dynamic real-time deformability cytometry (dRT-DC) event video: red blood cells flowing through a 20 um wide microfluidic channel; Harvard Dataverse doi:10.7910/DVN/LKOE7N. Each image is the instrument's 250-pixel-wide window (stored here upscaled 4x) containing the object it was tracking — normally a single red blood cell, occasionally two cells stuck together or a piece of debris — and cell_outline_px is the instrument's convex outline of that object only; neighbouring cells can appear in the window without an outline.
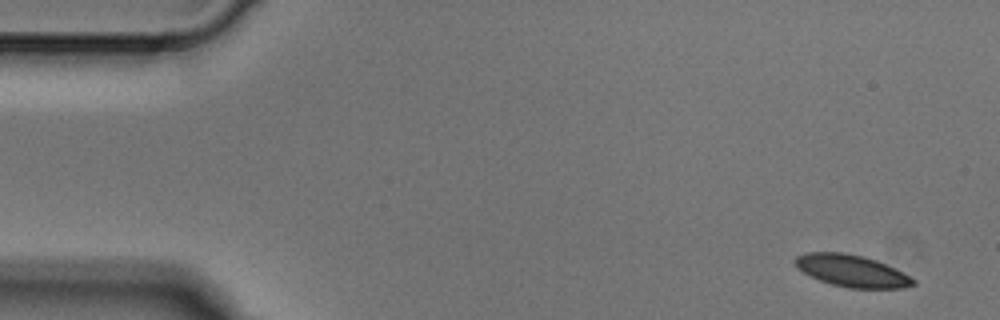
{"species": "Egyptian fruit bat (a non-hibernating species)", "species_latin": "Rousettus aegyptiacus", "temperature_condition": "cold", "stored_images_in_passage": 4, "camera_frame_rate_fps": 3000, "um_per_image_px": 0.085, "animal": {"sex": "male"}, "frame": {"image": 1, "passage_image": 1, "time_ms": 0.0, "image_size_px": [1000, 320], "cell_outline_px": [[916, 284], [904, 288], [848, 288], [832, 284], [820, 280], [796, 268], [792, 260], [796, 256], [804, 252], [844, 252], [864, 256], [876, 260], [916, 280]], "centroid_in_image_um": [72.34, 23.01], "position_along_channel_um": 12.7, "area_um2": 21.91}}
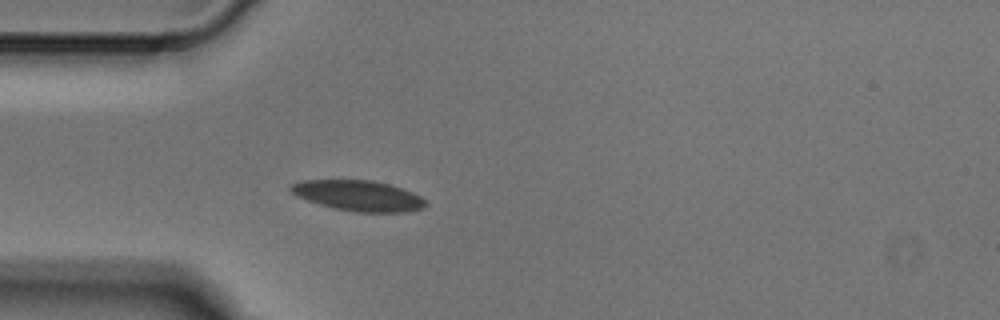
{"frame": {"image": 2, "passage_image": 4, "time_ms": 1.0, "image_size_px": [1000, 320], "cell_outline_px": [[428, 204], [424, 208], [404, 212], [356, 212], [332, 208], [296, 196], [288, 188], [292, 184], [300, 180], [372, 180], [388, 184], [412, 192], [420, 196]], "centroid_in_image_um": [30.45, 16.63], "position_along_channel_um": 54.5, "area_um2": 23.93}}